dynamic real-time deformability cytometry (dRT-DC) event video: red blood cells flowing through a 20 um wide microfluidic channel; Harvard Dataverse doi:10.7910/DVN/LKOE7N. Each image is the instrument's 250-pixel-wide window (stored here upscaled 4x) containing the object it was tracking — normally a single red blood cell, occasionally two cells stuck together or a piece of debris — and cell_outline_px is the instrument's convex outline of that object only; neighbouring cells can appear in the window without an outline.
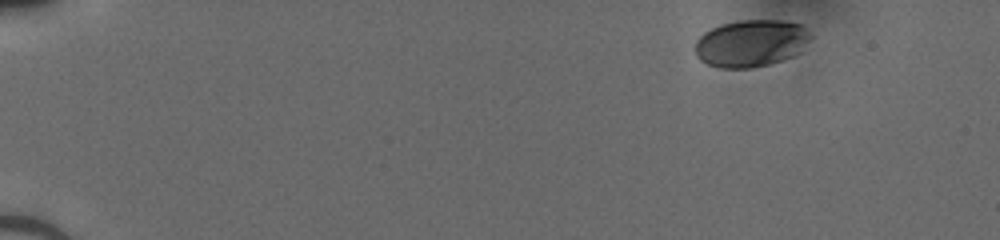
{"species": "human", "species_latin": "Homo sapiens", "temperature_condition": "cold", "stored_images_in_passage": 46, "camera_frame_rate_fps": 3000, "um_per_image_px": 0.085, "donor": {"sex": "male"}, "frame": {"image": 1, "passage_image": 1, "time_ms": 0.0, "image_size_px": [1000, 240], "cell_outline_px": [[812, 36], [800, 52], [792, 56], [768, 64], [752, 68], [720, 68], [708, 64], [700, 60], [696, 56], [696, 40], [704, 32], [712, 28], [724, 24], [740, 20], [780, 20], [800, 24]], "centroid_in_image_um": [63.82, 3.68], "position_along_channel_um": 21.2, "area_um2": 31.5}}
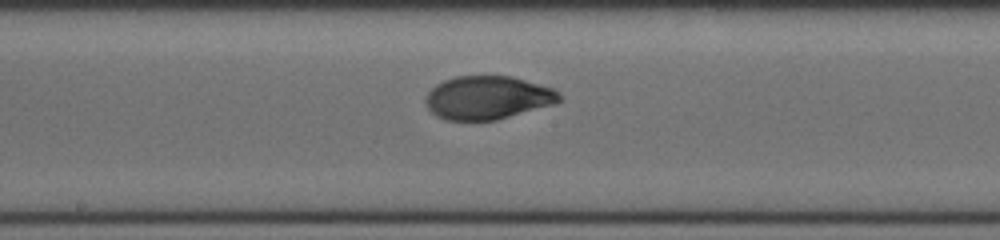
{"frame": {"image": 2, "passage_image": 24, "time_ms": 7.667, "image_size_px": [1000, 240], "cell_outline_px": [[564, 96], [560, 100], [552, 104], [496, 120], [444, 120], [436, 116], [424, 104], [424, 100], [428, 92], [436, 84], [444, 80], [456, 76], [512, 76], [552, 88], [560, 92]], "centroid_in_image_um": [41.42, 8.3], "position_along_channel_um": 206.8, "area_um2": 33.76}}
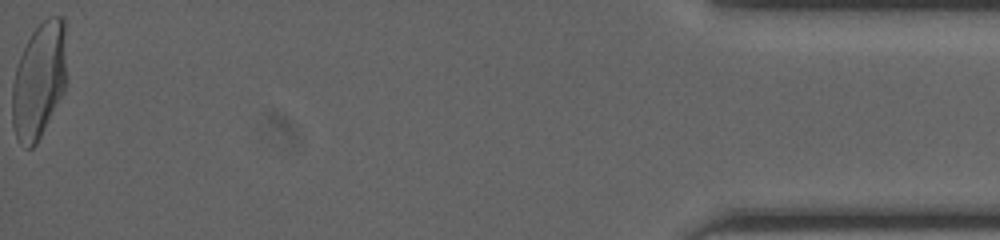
{"frame": {"image": 3, "passage_image": 46, "time_ms": 15.0, "image_size_px": [1000, 240], "cell_outline_px": [[68, 80], [64, 92], [36, 144], [32, 148], [28, 148], [20, 144], [16, 136], [12, 124], [12, 84], [16, 68], [20, 56], [32, 32], [48, 16], [60, 16], [64, 20]], "centroid_in_image_um": [3.34, 6.84], "position_along_channel_um": 431.9, "area_um2": 37.17}}